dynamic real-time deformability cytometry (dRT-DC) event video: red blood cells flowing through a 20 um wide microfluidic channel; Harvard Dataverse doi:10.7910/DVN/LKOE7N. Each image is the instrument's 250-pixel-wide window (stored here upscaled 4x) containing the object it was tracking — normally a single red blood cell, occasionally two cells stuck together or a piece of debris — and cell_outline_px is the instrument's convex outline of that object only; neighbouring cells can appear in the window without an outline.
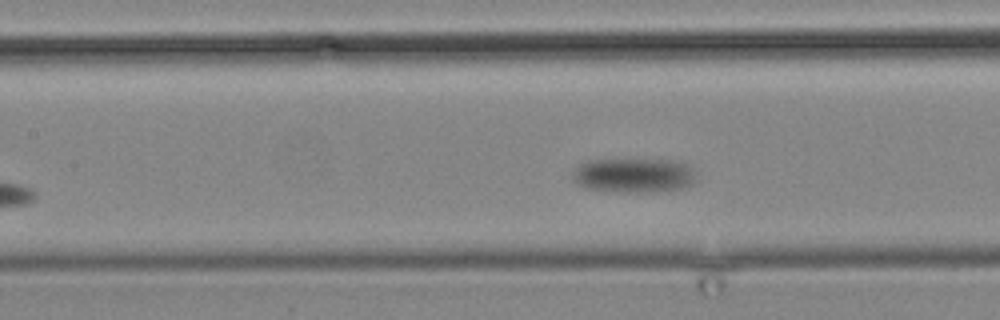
{"species": "common noctule bat (a hibernating species)", "species_latin": "Nyctalus noctula", "temperature_condition": "cold", "stored_images_in_passage": 5, "camera_frame_rate_fps": 3000, "um_per_image_px": 0.085, "animal": {"sex": "male", "body_mass_g": 19.2, "forearm_length_mm": 51.8}, "frame": {"image": 1, "passage_image": 5, "time_ms": 4.667, "image_size_px": [1000, 320], "cell_outline_px": [[692, 184], [680, 188], [648, 192], [628, 192], [584, 188], [572, 180], [572, 172], [580, 164], [588, 160], [672, 160], [688, 164], [692, 172]], "centroid_in_image_um": [53.79, 14.9], "position_along_channel_um": 153.6, "area_um2": 24.39}}